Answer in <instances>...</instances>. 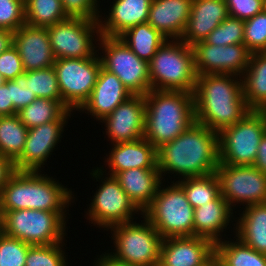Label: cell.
I'll return each mask as SVG.
<instances>
[{
  "label": "cell",
  "mask_w": 266,
  "mask_h": 266,
  "mask_svg": "<svg viewBox=\"0 0 266 266\" xmlns=\"http://www.w3.org/2000/svg\"><path fill=\"white\" fill-rule=\"evenodd\" d=\"M219 159V134L194 121L183 133L157 149V167L165 181L170 174L179 181L216 173ZM175 173V175H174Z\"/></svg>",
  "instance_id": "6da1fadb"
},
{
  "label": "cell",
  "mask_w": 266,
  "mask_h": 266,
  "mask_svg": "<svg viewBox=\"0 0 266 266\" xmlns=\"http://www.w3.org/2000/svg\"><path fill=\"white\" fill-rule=\"evenodd\" d=\"M193 97L195 121L218 133L251 111L243 96L242 78L232 74L197 76Z\"/></svg>",
  "instance_id": "7a4b0ae2"
},
{
  "label": "cell",
  "mask_w": 266,
  "mask_h": 266,
  "mask_svg": "<svg viewBox=\"0 0 266 266\" xmlns=\"http://www.w3.org/2000/svg\"><path fill=\"white\" fill-rule=\"evenodd\" d=\"M42 171H16L0 193V211L22 209L67 212L76 195ZM56 179V180H55ZM73 200V201H72ZM67 209V210H66Z\"/></svg>",
  "instance_id": "3957f363"
},
{
  "label": "cell",
  "mask_w": 266,
  "mask_h": 266,
  "mask_svg": "<svg viewBox=\"0 0 266 266\" xmlns=\"http://www.w3.org/2000/svg\"><path fill=\"white\" fill-rule=\"evenodd\" d=\"M144 138L156 149L183 133L194 121L193 93L150 90L145 95Z\"/></svg>",
  "instance_id": "277c9868"
},
{
  "label": "cell",
  "mask_w": 266,
  "mask_h": 266,
  "mask_svg": "<svg viewBox=\"0 0 266 266\" xmlns=\"http://www.w3.org/2000/svg\"><path fill=\"white\" fill-rule=\"evenodd\" d=\"M152 90L193 93L197 74L191 46L179 40H166L148 62Z\"/></svg>",
  "instance_id": "5b68a950"
},
{
  "label": "cell",
  "mask_w": 266,
  "mask_h": 266,
  "mask_svg": "<svg viewBox=\"0 0 266 266\" xmlns=\"http://www.w3.org/2000/svg\"><path fill=\"white\" fill-rule=\"evenodd\" d=\"M67 214L33 209L0 211L1 228L5 235L31 246L56 244L67 241Z\"/></svg>",
  "instance_id": "8992f818"
},
{
  "label": "cell",
  "mask_w": 266,
  "mask_h": 266,
  "mask_svg": "<svg viewBox=\"0 0 266 266\" xmlns=\"http://www.w3.org/2000/svg\"><path fill=\"white\" fill-rule=\"evenodd\" d=\"M137 221L110 227L114 250L107 253L115 260L129 266H158L163 237L143 216Z\"/></svg>",
  "instance_id": "52a82bcc"
},
{
  "label": "cell",
  "mask_w": 266,
  "mask_h": 266,
  "mask_svg": "<svg viewBox=\"0 0 266 266\" xmlns=\"http://www.w3.org/2000/svg\"><path fill=\"white\" fill-rule=\"evenodd\" d=\"M161 182L152 203L142 215L163 238L194 236V208L183 188L175 181Z\"/></svg>",
  "instance_id": "ba28073f"
},
{
  "label": "cell",
  "mask_w": 266,
  "mask_h": 266,
  "mask_svg": "<svg viewBox=\"0 0 266 266\" xmlns=\"http://www.w3.org/2000/svg\"><path fill=\"white\" fill-rule=\"evenodd\" d=\"M90 175L92 180L94 178L101 184L90 197L92 199H89L91 200L89 208L85 211L89 223L107 231L114 225L130 222L135 218L137 220L135 214L142 215L115 176L104 173L99 167L93 168Z\"/></svg>",
  "instance_id": "9c48e42d"
},
{
  "label": "cell",
  "mask_w": 266,
  "mask_h": 266,
  "mask_svg": "<svg viewBox=\"0 0 266 266\" xmlns=\"http://www.w3.org/2000/svg\"><path fill=\"white\" fill-rule=\"evenodd\" d=\"M266 132V117L262 111L251 110L234 125L219 134L220 163L253 166L260 140Z\"/></svg>",
  "instance_id": "30bf717a"
},
{
  "label": "cell",
  "mask_w": 266,
  "mask_h": 266,
  "mask_svg": "<svg viewBox=\"0 0 266 266\" xmlns=\"http://www.w3.org/2000/svg\"><path fill=\"white\" fill-rule=\"evenodd\" d=\"M98 55L102 67L115 74L132 95H146L151 90L148 62L140 59L121 38L101 35Z\"/></svg>",
  "instance_id": "8fae6325"
},
{
  "label": "cell",
  "mask_w": 266,
  "mask_h": 266,
  "mask_svg": "<svg viewBox=\"0 0 266 266\" xmlns=\"http://www.w3.org/2000/svg\"><path fill=\"white\" fill-rule=\"evenodd\" d=\"M101 66L97 53L89 58L56 59L53 67L62 96V106L66 110L79 111L88 101Z\"/></svg>",
  "instance_id": "7c38bea8"
},
{
  "label": "cell",
  "mask_w": 266,
  "mask_h": 266,
  "mask_svg": "<svg viewBox=\"0 0 266 266\" xmlns=\"http://www.w3.org/2000/svg\"><path fill=\"white\" fill-rule=\"evenodd\" d=\"M46 28L56 59L89 58L98 53V21L68 17Z\"/></svg>",
  "instance_id": "4fadbf2b"
},
{
  "label": "cell",
  "mask_w": 266,
  "mask_h": 266,
  "mask_svg": "<svg viewBox=\"0 0 266 266\" xmlns=\"http://www.w3.org/2000/svg\"><path fill=\"white\" fill-rule=\"evenodd\" d=\"M216 175L220 182V195L232 209L266 203V174L254 166L219 163Z\"/></svg>",
  "instance_id": "5bb4252c"
},
{
  "label": "cell",
  "mask_w": 266,
  "mask_h": 266,
  "mask_svg": "<svg viewBox=\"0 0 266 266\" xmlns=\"http://www.w3.org/2000/svg\"><path fill=\"white\" fill-rule=\"evenodd\" d=\"M72 113L74 111L66 110L57 120L28 129L23 152L14 162L16 171H44L47 159L61 143L64 127L71 115L73 117Z\"/></svg>",
  "instance_id": "9a60e30c"
},
{
  "label": "cell",
  "mask_w": 266,
  "mask_h": 266,
  "mask_svg": "<svg viewBox=\"0 0 266 266\" xmlns=\"http://www.w3.org/2000/svg\"><path fill=\"white\" fill-rule=\"evenodd\" d=\"M191 47L197 76L232 74L241 77L248 67L251 56L245 44L217 46L201 41Z\"/></svg>",
  "instance_id": "2e32d148"
},
{
  "label": "cell",
  "mask_w": 266,
  "mask_h": 266,
  "mask_svg": "<svg viewBox=\"0 0 266 266\" xmlns=\"http://www.w3.org/2000/svg\"><path fill=\"white\" fill-rule=\"evenodd\" d=\"M145 95H132L118 105L100 123L104 124L107 141L111 144L133 142L144 137Z\"/></svg>",
  "instance_id": "e0dca14e"
},
{
  "label": "cell",
  "mask_w": 266,
  "mask_h": 266,
  "mask_svg": "<svg viewBox=\"0 0 266 266\" xmlns=\"http://www.w3.org/2000/svg\"><path fill=\"white\" fill-rule=\"evenodd\" d=\"M13 46L20 55L25 72L49 68L56 61L46 27L22 25L14 32Z\"/></svg>",
  "instance_id": "ac0fdd59"
},
{
  "label": "cell",
  "mask_w": 266,
  "mask_h": 266,
  "mask_svg": "<svg viewBox=\"0 0 266 266\" xmlns=\"http://www.w3.org/2000/svg\"><path fill=\"white\" fill-rule=\"evenodd\" d=\"M215 252V244L198 236L164 238L158 266H199Z\"/></svg>",
  "instance_id": "d6986e66"
},
{
  "label": "cell",
  "mask_w": 266,
  "mask_h": 266,
  "mask_svg": "<svg viewBox=\"0 0 266 266\" xmlns=\"http://www.w3.org/2000/svg\"><path fill=\"white\" fill-rule=\"evenodd\" d=\"M131 96L121 80L101 66L91 96L78 112L100 122Z\"/></svg>",
  "instance_id": "ffe728a7"
},
{
  "label": "cell",
  "mask_w": 266,
  "mask_h": 266,
  "mask_svg": "<svg viewBox=\"0 0 266 266\" xmlns=\"http://www.w3.org/2000/svg\"><path fill=\"white\" fill-rule=\"evenodd\" d=\"M110 147L104 157L105 168L108 167L106 170L99 167L106 174L116 176L127 169L157 168V149L144 137L133 142L111 144Z\"/></svg>",
  "instance_id": "44dd1931"
},
{
  "label": "cell",
  "mask_w": 266,
  "mask_h": 266,
  "mask_svg": "<svg viewBox=\"0 0 266 266\" xmlns=\"http://www.w3.org/2000/svg\"><path fill=\"white\" fill-rule=\"evenodd\" d=\"M151 2L152 0H113L107 11L108 15L99 16L100 34L120 37L128 29L148 22Z\"/></svg>",
  "instance_id": "7402d4cb"
},
{
  "label": "cell",
  "mask_w": 266,
  "mask_h": 266,
  "mask_svg": "<svg viewBox=\"0 0 266 266\" xmlns=\"http://www.w3.org/2000/svg\"><path fill=\"white\" fill-rule=\"evenodd\" d=\"M228 16L225 0H192L191 14L180 40L188 46L204 41Z\"/></svg>",
  "instance_id": "603a6c76"
},
{
  "label": "cell",
  "mask_w": 266,
  "mask_h": 266,
  "mask_svg": "<svg viewBox=\"0 0 266 266\" xmlns=\"http://www.w3.org/2000/svg\"><path fill=\"white\" fill-rule=\"evenodd\" d=\"M191 9L192 0H152L148 23L167 40H179Z\"/></svg>",
  "instance_id": "cb8c5ba5"
},
{
  "label": "cell",
  "mask_w": 266,
  "mask_h": 266,
  "mask_svg": "<svg viewBox=\"0 0 266 266\" xmlns=\"http://www.w3.org/2000/svg\"><path fill=\"white\" fill-rule=\"evenodd\" d=\"M233 211L220 194L213 201L195 208L194 236L209 239L214 244L222 241L225 236L228 238L226 234L222 233L227 232L226 229L232 228L230 223L236 221Z\"/></svg>",
  "instance_id": "d4e9b609"
},
{
  "label": "cell",
  "mask_w": 266,
  "mask_h": 266,
  "mask_svg": "<svg viewBox=\"0 0 266 266\" xmlns=\"http://www.w3.org/2000/svg\"><path fill=\"white\" fill-rule=\"evenodd\" d=\"M134 205L143 212L154 200L163 181L157 168H133L115 176Z\"/></svg>",
  "instance_id": "484cf974"
},
{
  "label": "cell",
  "mask_w": 266,
  "mask_h": 266,
  "mask_svg": "<svg viewBox=\"0 0 266 266\" xmlns=\"http://www.w3.org/2000/svg\"><path fill=\"white\" fill-rule=\"evenodd\" d=\"M244 209L236 223H232L233 235L242 243L266 255V203L240 207Z\"/></svg>",
  "instance_id": "4316f807"
},
{
  "label": "cell",
  "mask_w": 266,
  "mask_h": 266,
  "mask_svg": "<svg viewBox=\"0 0 266 266\" xmlns=\"http://www.w3.org/2000/svg\"><path fill=\"white\" fill-rule=\"evenodd\" d=\"M241 78L246 105L250 110L262 111L266 107V52L251 53Z\"/></svg>",
  "instance_id": "83f0119b"
},
{
  "label": "cell",
  "mask_w": 266,
  "mask_h": 266,
  "mask_svg": "<svg viewBox=\"0 0 266 266\" xmlns=\"http://www.w3.org/2000/svg\"><path fill=\"white\" fill-rule=\"evenodd\" d=\"M121 38L125 44L142 60L149 62L157 50L167 40L148 22L140 23L126 32Z\"/></svg>",
  "instance_id": "f1b7e54d"
},
{
  "label": "cell",
  "mask_w": 266,
  "mask_h": 266,
  "mask_svg": "<svg viewBox=\"0 0 266 266\" xmlns=\"http://www.w3.org/2000/svg\"><path fill=\"white\" fill-rule=\"evenodd\" d=\"M233 239L223 238L215 244L222 266H266L265 254L248 247L235 236Z\"/></svg>",
  "instance_id": "f546056e"
},
{
  "label": "cell",
  "mask_w": 266,
  "mask_h": 266,
  "mask_svg": "<svg viewBox=\"0 0 266 266\" xmlns=\"http://www.w3.org/2000/svg\"><path fill=\"white\" fill-rule=\"evenodd\" d=\"M27 133L17 114L0 116V155L15 162L23 152Z\"/></svg>",
  "instance_id": "4dcf8cb0"
},
{
  "label": "cell",
  "mask_w": 266,
  "mask_h": 266,
  "mask_svg": "<svg viewBox=\"0 0 266 266\" xmlns=\"http://www.w3.org/2000/svg\"><path fill=\"white\" fill-rule=\"evenodd\" d=\"M25 21L33 27H48L68 18L61 0H24Z\"/></svg>",
  "instance_id": "1f68e13d"
},
{
  "label": "cell",
  "mask_w": 266,
  "mask_h": 266,
  "mask_svg": "<svg viewBox=\"0 0 266 266\" xmlns=\"http://www.w3.org/2000/svg\"><path fill=\"white\" fill-rule=\"evenodd\" d=\"M176 182L183 188L187 200L194 209L213 201L220 194V182L216 173Z\"/></svg>",
  "instance_id": "d6a6232c"
},
{
  "label": "cell",
  "mask_w": 266,
  "mask_h": 266,
  "mask_svg": "<svg viewBox=\"0 0 266 266\" xmlns=\"http://www.w3.org/2000/svg\"><path fill=\"white\" fill-rule=\"evenodd\" d=\"M66 109L56 100L36 98L25 108L17 112L20 121L31 129L57 120Z\"/></svg>",
  "instance_id": "836d02e7"
},
{
  "label": "cell",
  "mask_w": 266,
  "mask_h": 266,
  "mask_svg": "<svg viewBox=\"0 0 266 266\" xmlns=\"http://www.w3.org/2000/svg\"><path fill=\"white\" fill-rule=\"evenodd\" d=\"M26 85L37 98L56 100L62 105V96L53 66L26 71Z\"/></svg>",
  "instance_id": "e575fe53"
},
{
  "label": "cell",
  "mask_w": 266,
  "mask_h": 266,
  "mask_svg": "<svg viewBox=\"0 0 266 266\" xmlns=\"http://www.w3.org/2000/svg\"><path fill=\"white\" fill-rule=\"evenodd\" d=\"M64 246L66 247L64 241L50 245L30 246L25 266H68V255L65 254Z\"/></svg>",
  "instance_id": "d590c367"
},
{
  "label": "cell",
  "mask_w": 266,
  "mask_h": 266,
  "mask_svg": "<svg viewBox=\"0 0 266 266\" xmlns=\"http://www.w3.org/2000/svg\"><path fill=\"white\" fill-rule=\"evenodd\" d=\"M204 41L217 46L244 44V20L228 16Z\"/></svg>",
  "instance_id": "8d00e7d4"
},
{
  "label": "cell",
  "mask_w": 266,
  "mask_h": 266,
  "mask_svg": "<svg viewBox=\"0 0 266 266\" xmlns=\"http://www.w3.org/2000/svg\"><path fill=\"white\" fill-rule=\"evenodd\" d=\"M244 44L251 53L266 52V9L244 21Z\"/></svg>",
  "instance_id": "74e56055"
},
{
  "label": "cell",
  "mask_w": 266,
  "mask_h": 266,
  "mask_svg": "<svg viewBox=\"0 0 266 266\" xmlns=\"http://www.w3.org/2000/svg\"><path fill=\"white\" fill-rule=\"evenodd\" d=\"M31 245L0 233V266H25Z\"/></svg>",
  "instance_id": "f35d334b"
},
{
  "label": "cell",
  "mask_w": 266,
  "mask_h": 266,
  "mask_svg": "<svg viewBox=\"0 0 266 266\" xmlns=\"http://www.w3.org/2000/svg\"><path fill=\"white\" fill-rule=\"evenodd\" d=\"M24 24V0H0V29L15 32Z\"/></svg>",
  "instance_id": "ab89813d"
},
{
  "label": "cell",
  "mask_w": 266,
  "mask_h": 266,
  "mask_svg": "<svg viewBox=\"0 0 266 266\" xmlns=\"http://www.w3.org/2000/svg\"><path fill=\"white\" fill-rule=\"evenodd\" d=\"M61 2L68 17L98 21L102 13L100 0H61Z\"/></svg>",
  "instance_id": "60d3db41"
},
{
  "label": "cell",
  "mask_w": 266,
  "mask_h": 266,
  "mask_svg": "<svg viewBox=\"0 0 266 266\" xmlns=\"http://www.w3.org/2000/svg\"><path fill=\"white\" fill-rule=\"evenodd\" d=\"M5 84L10 89L14 115L37 98L35 93L26 87V72L13 80L5 81Z\"/></svg>",
  "instance_id": "b9f144b4"
},
{
  "label": "cell",
  "mask_w": 266,
  "mask_h": 266,
  "mask_svg": "<svg viewBox=\"0 0 266 266\" xmlns=\"http://www.w3.org/2000/svg\"><path fill=\"white\" fill-rule=\"evenodd\" d=\"M228 15L240 20H247L265 9L264 0H225Z\"/></svg>",
  "instance_id": "7bdbcfd3"
},
{
  "label": "cell",
  "mask_w": 266,
  "mask_h": 266,
  "mask_svg": "<svg viewBox=\"0 0 266 266\" xmlns=\"http://www.w3.org/2000/svg\"><path fill=\"white\" fill-rule=\"evenodd\" d=\"M24 73L22 60L13 45L0 54V74L6 81L13 80Z\"/></svg>",
  "instance_id": "ee69618b"
},
{
  "label": "cell",
  "mask_w": 266,
  "mask_h": 266,
  "mask_svg": "<svg viewBox=\"0 0 266 266\" xmlns=\"http://www.w3.org/2000/svg\"><path fill=\"white\" fill-rule=\"evenodd\" d=\"M14 115V107L11 100L10 89L4 83L0 86V116Z\"/></svg>",
  "instance_id": "f6af8a7d"
},
{
  "label": "cell",
  "mask_w": 266,
  "mask_h": 266,
  "mask_svg": "<svg viewBox=\"0 0 266 266\" xmlns=\"http://www.w3.org/2000/svg\"><path fill=\"white\" fill-rule=\"evenodd\" d=\"M15 172L16 168L14 162L9 158L0 155V193L4 185Z\"/></svg>",
  "instance_id": "bcb514c9"
},
{
  "label": "cell",
  "mask_w": 266,
  "mask_h": 266,
  "mask_svg": "<svg viewBox=\"0 0 266 266\" xmlns=\"http://www.w3.org/2000/svg\"><path fill=\"white\" fill-rule=\"evenodd\" d=\"M253 166L266 174V132L260 140L255 163Z\"/></svg>",
  "instance_id": "7dc6e473"
},
{
  "label": "cell",
  "mask_w": 266,
  "mask_h": 266,
  "mask_svg": "<svg viewBox=\"0 0 266 266\" xmlns=\"http://www.w3.org/2000/svg\"><path fill=\"white\" fill-rule=\"evenodd\" d=\"M105 253V254H104ZM102 253L100 256L94 259L93 266H129L125 263L115 260L107 252ZM99 257V258H98Z\"/></svg>",
  "instance_id": "c3c4849f"
},
{
  "label": "cell",
  "mask_w": 266,
  "mask_h": 266,
  "mask_svg": "<svg viewBox=\"0 0 266 266\" xmlns=\"http://www.w3.org/2000/svg\"><path fill=\"white\" fill-rule=\"evenodd\" d=\"M13 35L12 31L0 29V54L13 45Z\"/></svg>",
  "instance_id": "681fc988"
},
{
  "label": "cell",
  "mask_w": 266,
  "mask_h": 266,
  "mask_svg": "<svg viewBox=\"0 0 266 266\" xmlns=\"http://www.w3.org/2000/svg\"><path fill=\"white\" fill-rule=\"evenodd\" d=\"M199 266H222L220 257L214 252L206 261Z\"/></svg>",
  "instance_id": "f907efd6"
},
{
  "label": "cell",
  "mask_w": 266,
  "mask_h": 266,
  "mask_svg": "<svg viewBox=\"0 0 266 266\" xmlns=\"http://www.w3.org/2000/svg\"><path fill=\"white\" fill-rule=\"evenodd\" d=\"M4 77L0 74V86H2L5 83Z\"/></svg>",
  "instance_id": "816d5d0a"
},
{
  "label": "cell",
  "mask_w": 266,
  "mask_h": 266,
  "mask_svg": "<svg viewBox=\"0 0 266 266\" xmlns=\"http://www.w3.org/2000/svg\"><path fill=\"white\" fill-rule=\"evenodd\" d=\"M262 112L264 113V115L266 117V107L262 110Z\"/></svg>",
  "instance_id": "f5cc1de1"
},
{
  "label": "cell",
  "mask_w": 266,
  "mask_h": 266,
  "mask_svg": "<svg viewBox=\"0 0 266 266\" xmlns=\"http://www.w3.org/2000/svg\"><path fill=\"white\" fill-rule=\"evenodd\" d=\"M2 232V228H1V215H0V233Z\"/></svg>",
  "instance_id": "db71d44e"
}]
</instances>
